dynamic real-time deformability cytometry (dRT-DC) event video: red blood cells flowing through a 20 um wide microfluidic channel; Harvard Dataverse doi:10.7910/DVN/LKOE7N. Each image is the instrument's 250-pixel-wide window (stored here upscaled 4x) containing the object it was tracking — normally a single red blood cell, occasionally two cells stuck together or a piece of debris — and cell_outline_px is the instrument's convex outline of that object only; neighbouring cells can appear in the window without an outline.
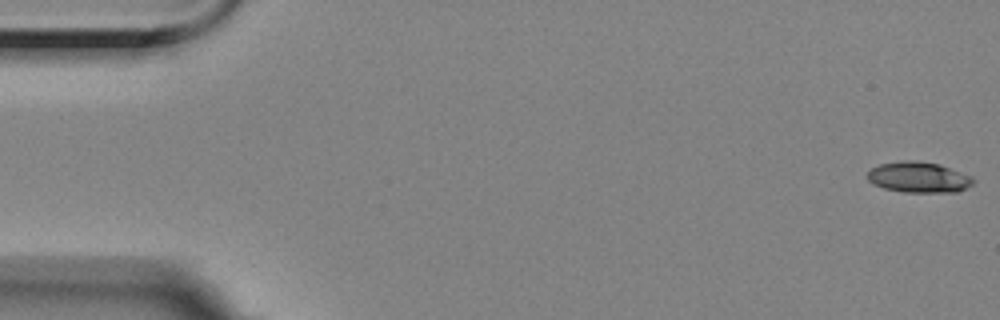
{"species": "Egyptian fruit bat (a non-hibernating species)", "species_latin": "Rousettus aegyptiacus", "temperature_condition": "room temperature", "stored_images_in_passage": 16, "camera_frame_rate_fps": 3000, "um_per_image_px": 0.085, "animal": {"sex": "female"}, "frame": {"image": 1, "passage_image": 1, "time_ms": 0.0, "image_size_px": [1000, 320], "cell_outline_px": [[976, 180], [972, 184], [956, 192], [904, 192], [884, 188], [872, 184], [868, 180], [868, 172], [872, 168], [880, 164], [904, 160], [916, 160], [940, 164], [972, 176]], "centroid_in_image_um": [78.09, 15.06], "position_along_channel_um": 6.9, "area_um2": 18.96}}
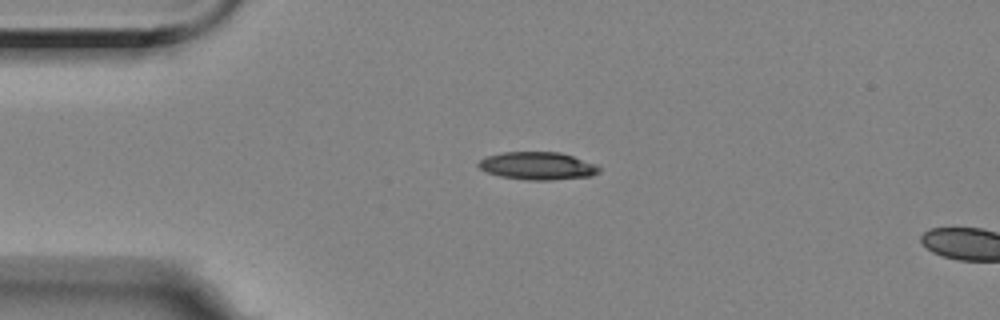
{"frame": {"image": 2, "passage_image": 13, "time_ms": 4.0, "image_size_px": [1000, 320], "cell_outline_px": [[600, 172], [592, 176], [552, 180], [528, 180], [500, 176], [488, 172], [480, 168], [476, 164], [480, 160], [488, 156], [504, 152], [560, 152], [596, 164], [600, 168]], "centroid_in_image_um": [45.72, 14.1], "position_along_channel_um": 39.3, "area_um2": 19.42}}